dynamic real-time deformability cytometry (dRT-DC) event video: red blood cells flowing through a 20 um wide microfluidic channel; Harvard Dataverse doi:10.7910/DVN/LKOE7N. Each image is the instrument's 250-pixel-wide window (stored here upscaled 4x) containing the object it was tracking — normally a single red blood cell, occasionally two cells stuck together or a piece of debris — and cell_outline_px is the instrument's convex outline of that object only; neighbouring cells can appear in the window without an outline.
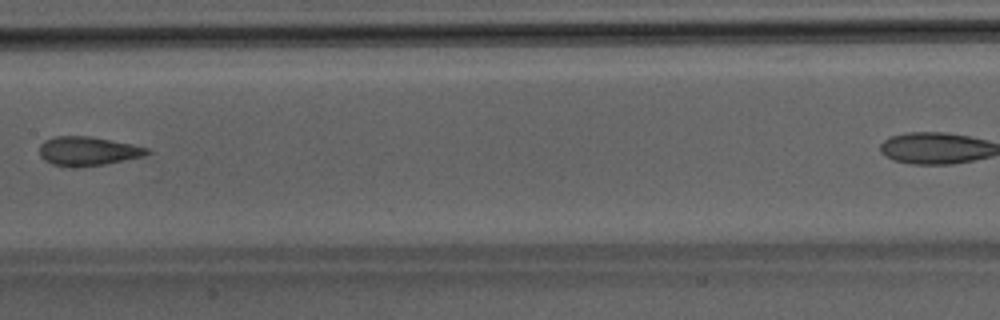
{"species": "Egyptian fruit bat (a non-hibernating species)", "species_latin": "Rousettus aegyptiacus", "temperature_condition": "room temperature", "stored_images_in_passage": 28, "camera_frame_rate_fps": 3000, "um_per_image_px": 0.085, "animal": {"sex": "male"}, "frame": {"image": 1, "passage_image": 15, "time_ms": 4.667, "image_size_px": [1000, 320], "cell_outline_px": [[152, 152], [144, 156], [104, 164], [68, 168], [52, 164], [44, 160], [40, 156], [40, 144], [44, 140], [56, 136], [88, 136], [132, 144], [148, 148]], "centroid_in_image_um": [7.44, 12.85], "position_along_channel_um": 200.0, "area_um2": 18.21}}